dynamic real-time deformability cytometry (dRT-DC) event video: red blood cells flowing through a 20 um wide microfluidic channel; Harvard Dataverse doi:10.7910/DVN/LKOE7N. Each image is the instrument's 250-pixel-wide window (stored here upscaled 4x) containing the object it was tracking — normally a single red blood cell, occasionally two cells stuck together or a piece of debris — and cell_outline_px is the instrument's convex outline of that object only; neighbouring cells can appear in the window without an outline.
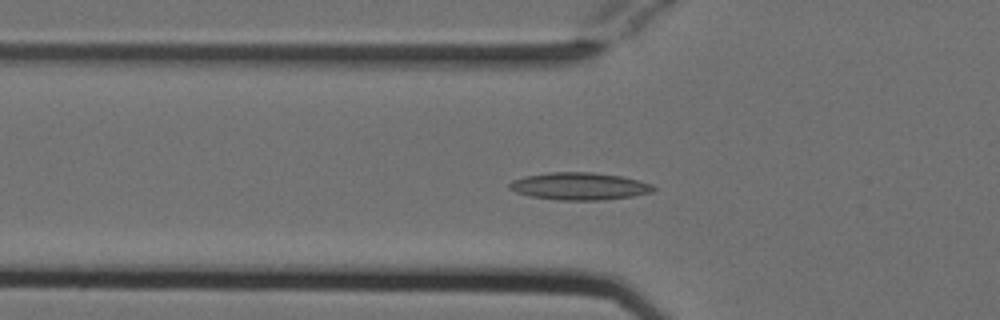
{"species": "Egyptian fruit bat (a non-hibernating species)", "species_latin": "Rousettus aegyptiacus", "temperature_condition": "cold", "stored_images_in_passage": 44, "segment_of_instrument_passage": [1, 2], "camera_frame_rate_fps": 3000, "um_per_image_px": 0.085, "animal": {"sex": "female"}, "frame": {"image": 1, "passage_image": 8, "time_ms": 2.333, "image_size_px": [1000, 320], "cell_outline_px": [[656, 188], [652, 192], [632, 196], [604, 200], [556, 200], [528, 196], [516, 192], [508, 188], [508, 184], [512, 180], [524, 176], [548, 172], [592, 172], [620, 176], [640, 180], [652, 184]], "centroid_in_image_um": [49.22, 15.83], "position_along_channel_um": 76.6, "area_um2": 23.18}}
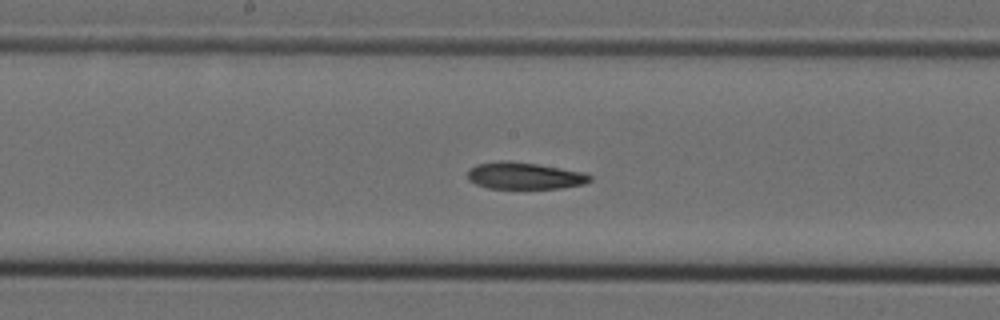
{"frame": {"image": 2, "passage_image": 18, "time_ms": 5.667, "image_size_px": [1000, 320], "cell_outline_px": [[592, 180], [584, 184], [560, 188], [488, 188], [476, 184], [468, 180], [468, 168], [476, 164], [500, 160], [508, 160], [536, 164], [584, 172], [592, 176]], "centroid_in_image_um": [44.56, 14.93], "position_along_channel_um": 203.6, "area_um2": 19.19}}
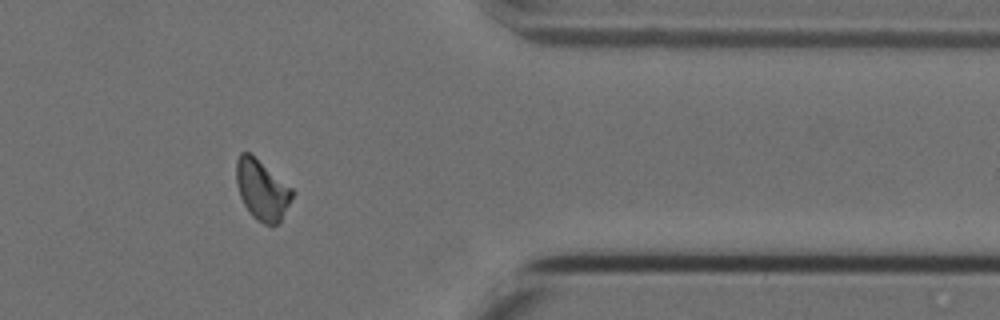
{"frame": {"image": 3, "passage_image": 34, "time_ms": 11.0, "image_size_px": [1000, 320], "cell_outline_px": [[292, 196], [280, 224], [264, 224], [256, 220], [248, 212], [240, 196], [236, 184], [236, 160], [240, 152], [248, 152], [292, 188]], "centroid_in_image_um": [22.24, 16.17], "position_along_channel_um": 389.2, "area_um2": 19.36}}